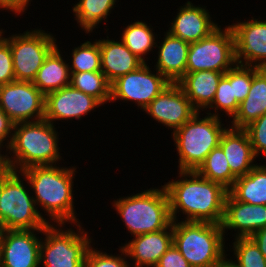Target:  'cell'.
I'll use <instances>...</instances> for the list:
<instances>
[{
	"instance_id": "20",
	"label": "cell",
	"mask_w": 266,
	"mask_h": 267,
	"mask_svg": "<svg viewBox=\"0 0 266 267\" xmlns=\"http://www.w3.org/2000/svg\"><path fill=\"white\" fill-rule=\"evenodd\" d=\"M219 145L226 155L231 173L236 178L248 174L256 166L252 164L256 155L244 129L226 128Z\"/></svg>"
},
{
	"instance_id": "16",
	"label": "cell",
	"mask_w": 266,
	"mask_h": 267,
	"mask_svg": "<svg viewBox=\"0 0 266 267\" xmlns=\"http://www.w3.org/2000/svg\"><path fill=\"white\" fill-rule=\"evenodd\" d=\"M101 105L103 104L95 97L69 85L45 95L44 119L52 124L61 119L79 120Z\"/></svg>"
},
{
	"instance_id": "21",
	"label": "cell",
	"mask_w": 266,
	"mask_h": 267,
	"mask_svg": "<svg viewBox=\"0 0 266 267\" xmlns=\"http://www.w3.org/2000/svg\"><path fill=\"white\" fill-rule=\"evenodd\" d=\"M99 39L101 71L112 83L118 77L137 70L144 62L121 41Z\"/></svg>"
},
{
	"instance_id": "38",
	"label": "cell",
	"mask_w": 266,
	"mask_h": 267,
	"mask_svg": "<svg viewBox=\"0 0 266 267\" xmlns=\"http://www.w3.org/2000/svg\"><path fill=\"white\" fill-rule=\"evenodd\" d=\"M155 267H192L182 256L177 247L172 244L161 256Z\"/></svg>"
},
{
	"instance_id": "37",
	"label": "cell",
	"mask_w": 266,
	"mask_h": 267,
	"mask_svg": "<svg viewBox=\"0 0 266 267\" xmlns=\"http://www.w3.org/2000/svg\"><path fill=\"white\" fill-rule=\"evenodd\" d=\"M3 30H0V85L15 81L13 69V57L10 44L2 37Z\"/></svg>"
},
{
	"instance_id": "25",
	"label": "cell",
	"mask_w": 266,
	"mask_h": 267,
	"mask_svg": "<svg viewBox=\"0 0 266 267\" xmlns=\"http://www.w3.org/2000/svg\"><path fill=\"white\" fill-rule=\"evenodd\" d=\"M69 63L63 60L60 49L56 46L45 58L38 70L33 84L44 94L70 85L71 73Z\"/></svg>"
},
{
	"instance_id": "28",
	"label": "cell",
	"mask_w": 266,
	"mask_h": 267,
	"mask_svg": "<svg viewBox=\"0 0 266 267\" xmlns=\"http://www.w3.org/2000/svg\"><path fill=\"white\" fill-rule=\"evenodd\" d=\"M117 0H80L73 7L77 24L90 33L103 20L107 19Z\"/></svg>"
},
{
	"instance_id": "43",
	"label": "cell",
	"mask_w": 266,
	"mask_h": 267,
	"mask_svg": "<svg viewBox=\"0 0 266 267\" xmlns=\"http://www.w3.org/2000/svg\"><path fill=\"white\" fill-rule=\"evenodd\" d=\"M3 231H4L3 225L0 223V243H1V238L3 235Z\"/></svg>"
},
{
	"instance_id": "31",
	"label": "cell",
	"mask_w": 266,
	"mask_h": 267,
	"mask_svg": "<svg viewBox=\"0 0 266 267\" xmlns=\"http://www.w3.org/2000/svg\"><path fill=\"white\" fill-rule=\"evenodd\" d=\"M96 42L86 41L75 47L72 52V65L70 72L101 71V53L99 40Z\"/></svg>"
},
{
	"instance_id": "5",
	"label": "cell",
	"mask_w": 266,
	"mask_h": 267,
	"mask_svg": "<svg viewBox=\"0 0 266 267\" xmlns=\"http://www.w3.org/2000/svg\"><path fill=\"white\" fill-rule=\"evenodd\" d=\"M206 114L208 116L199 118L198 111L182 127L172 132L179 155V171H196L207 155L219 145L226 127L223 128L218 113Z\"/></svg>"
},
{
	"instance_id": "29",
	"label": "cell",
	"mask_w": 266,
	"mask_h": 267,
	"mask_svg": "<svg viewBox=\"0 0 266 267\" xmlns=\"http://www.w3.org/2000/svg\"><path fill=\"white\" fill-rule=\"evenodd\" d=\"M70 85L98 99L102 104L110 102L111 83L102 71L70 72Z\"/></svg>"
},
{
	"instance_id": "30",
	"label": "cell",
	"mask_w": 266,
	"mask_h": 267,
	"mask_svg": "<svg viewBox=\"0 0 266 267\" xmlns=\"http://www.w3.org/2000/svg\"><path fill=\"white\" fill-rule=\"evenodd\" d=\"M152 30L145 22L136 21L125 27L121 37V41L126 47L144 63L146 61L143 55H147L156 47L155 35Z\"/></svg>"
},
{
	"instance_id": "27",
	"label": "cell",
	"mask_w": 266,
	"mask_h": 267,
	"mask_svg": "<svg viewBox=\"0 0 266 267\" xmlns=\"http://www.w3.org/2000/svg\"><path fill=\"white\" fill-rule=\"evenodd\" d=\"M196 172L208 180L221 184L227 190L232 187L236 180V177L231 173L226 155L220 145L207 155Z\"/></svg>"
},
{
	"instance_id": "35",
	"label": "cell",
	"mask_w": 266,
	"mask_h": 267,
	"mask_svg": "<svg viewBox=\"0 0 266 267\" xmlns=\"http://www.w3.org/2000/svg\"><path fill=\"white\" fill-rule=\"evenodd\" d=\"M253 79V66L236 64L233 67V91L240 104L248 95Z\"/></svg>"
},
{
	"instance_id": "2",
	"label": "cell",
	"mask_w": 266,
	"mask_h": 267,
	"mask_svg": "<svg viewBox=\"0 0 266 267\" xmlns=\"http://www.w3.org/2000/svg\"><path fill=\"white\" fill-rule=\"evenodd\" d=\"M74 168H63L53 165L33 166L22 170L28 185L34 191L36 205L48 213L51 220L62 227L66 222L74 223L76 218L73 205Z\"/></svg>"
},
{
	"instance_id": "32",
	"label": "cell",
	"mask_w": 266,
	"mask_h": 267,
	"mask_svg": "<svg viewBox=\"0 0 266 267\" xmlns=\"http://www.w3.org/2000/svg\"><path fill=\"white\" fill-rule=\"evenodd\" d=\"M239 105L234 96L233 68H231L220 79L214 99L207 108H215V111L220 109V111L222 110L227 113L228 117L231 116L233 118L238 112Z\"/></svg>"
},
{
	"instance_id": "44",
	"label": "cell",
	"mask_w": 266,
	"mask_h": 267,
	"mask_svg": "<svg viewBox=\"0 0 266 267\" xmlns=\"http://www.w3.org/2000/svg\"><path fill=\"white\" fill-rule=\"evenodd\" d=\"M0 169H7L2 163V157L0 156Z\"/></svg>"
},
{
	"instance_id": "24",
	"label": "cell",
	"mask_w": 266,
	"mask_h": 267,
	"mask_svg": "<svg viewBox=\"0 0 266 267\" xmlns=\"http://www.w3.org/2000/svg\"><path fill=\"white\" fill-rule=\"evenodd\" d=\"M222 72L210 70L186 73L177 83L184 91L192 106L200 112L213 101Z\"/></svg>"
},
{
	"instance_id": "42",
	"label": "cell",
	"mask_w": 266,
	"mask_h": 267,
	"mask_svg": "<svg viewBox=\"0 0 266 267\" xmlns=\"http://www.w3.org/2000/svg\"><path fill=\"white\" fill-rule=\"evenodd\" d=\"M224 256L219 262L215 263L211 267H237V265L231 259H227ZM227 259V260H226Z\"/></svg>"
},
{
	"instance_id": "34",
	"label": "cell",
	"mask_w": 266,
	"mask_h": 267,
	"mask_svg": "<svg viewBox=\"0 0 266 267\" xmlns=\"http://www.w3.org/2000/svg\"><path fill=\"white\" fill-rule=\"evenodd\" d=\"M122 256L108 255L106 252L93 249L89 247L84 261V267H130L129 263L126 261V253L122 247H120Z\"/></svg>"
},
{
	"instance_id": "4",
	"label": "cell",
	"mask_w": 266,
	"mask_h": 267,
	"mask_svg": "<svg viewBox=\"0 0 266 267\" xmlns=\"http://www.w3.org/2000/svg\"><path fill=\"white\" fill-rule=\"evenodd\" d=\"M113 206L133 236L163 230L173 222L164 186L121 197Z\"/></svg>"
},
{
	"instance_id": "15",
	"label": "cell",
	"mask_w": 266,
	"mask_h": 267,
	"mask_svg": "<svg viewBox=\"0 0 266 267\" xmlns=\"http://www.w3.org/2000/svg\"><path fill=\"white\" fill-rule=\"evenodd\" d=\"M230 27L234 35L237 64L266 68V20L252 18Z\"/></svg>"
},
{
	"instance_id": "45",
	"label": "cell",
	"mask_w": 266,
	"mask_h": 267,
	"mask_svg": "<svg viewBox=\"0 0 266 267\" xmlns=\"http://www.w3.org/2000/svg\"><path fill=\"white\" fill-rule=\"evenodd\" d=\"M6 169H0V175L5 171Z\"/></svg>"
},
{
	"instance_id": "41",
	"label": "cell",
	"mask_w": 266,
	"mask_h": 267,
	"mask_svg": "<svg viewBox=\"0 0 266 267\" xmlns=\"http://www.w3.org/2000/svg\"><path fill=\"white\" fill-rule=\"evenodd\" d=\"M250 238L256 243L259 250L266 258V227L255 232Z\"/></svg>"
},
{
	"instance_id": "26",
	"label": "cell",
	"mask_w": 266,
	"mask_h": 267,
	"mask_svg": "<svg viewBox=\"0 0 266 267\" xmlns=\"http://www.w3.org/2000/svg\"><path fill=\"white\" fill-rule=\"evenodd\" d=\"M228 193L239 202L266 205V166L256 164L248 174L236 178Z\"/></svg>"
},
{
	"instance_id": "12",
	"label": "cell",
	"mask_w": 266,
	"mask_h": 267,
	"mask_svg": "<svg viewBox=\"0 0 266 267\" xmlns=\"http://www.w3.org/2000/svg\"><path fill=\"white\" fill-rule=\"evenodd\" d=\"M147 65L144 63L137 70L113 81L110 101H134L144 110L170 84L158 70L154 74Z\"/></svg>"
},
{
	"instance_id": "33",
	"label": "cell",
	"mask_w": 266,
	"mask_h": 267,
	"mask_svg": "<svg viewBox=\"0 0 266 267\" xmlns=\"http://www.w3.org/2000/svg\"><path fill=\"white\" fill-rule=\"evenodd\" d=\"M233 250L237 267H266V258L250 237L235 238Z\"/></svg>"
},
{
	"instance_id": "18",
	"label": "cell",
	"mask_w": 266,
	"mask_h": 267,
	"mask_svg": "<svg viewBox=\"0 0 266 267\" xmlns=\"http://www.w3.org/2000/svg\"><path fill=\"white\" fill-rule=\"evenodd\" d=\"M124 244L126 255L135 261L134 267H155L161 256L173 244V222L165 229L133 236Z\"/></svg>"
},
{
	"instance_id": "19",
	"label": "cell",
	"mask_w": 266,
	"mask_h": 267,
	"mask_svg": "<svg viewBox=\"0 0 266 267\" xmlns=\"http://www.w3.org/2000/svg\"><path fill=\"white\" fill-rule=\"evenodd\" d=\"M171 24L167 32L189 44L209 36L218 28L206 8L194 6L190 1L180 7Z\"/></svg>"
},
{
	"instance_id": "8",
	"label": "cell",
	"mask_w": 266,
	"mask_h": 267,
	"mask_svg": "<svg viewBox=\"0 0 266 267\" xmlns=\"http://www.w3.org/2000/svg\"><path fill=\"white\" fill-rule=\"evenodd\" d=\"M76 226L80 230L77 234L72 229H57L50 223L43 229L45 238L40 244V264L43 267H84L91 238L79 223Z\"/></svg>"
},
{
	"instance_id": "1",
	"label": "cell",
	"mask_w": 266,
	"mask_h": 267,
	"mask_svg": "<svg viewBox=\"0 0 266 267\" xmlns=\"http://www.w3.org/2000/svg\"><path fill=\"white\" fill-rule=\"evenodd\" d=\"M179 174L181 180L163 185L168 195L172 221L177 222L176 215L182 211L187 215L184 221L222 224L228 190L196 171H179Z\"/></svg>"
},
{
	"instance_id": "36",
	"label": "cell",
	"mask_w": 266,
	"mask_h": 267,
	"mask_svg": "<svg viewBox=\"0 0 266 267\" xmlns=\"http://www.w3.org/2000/svg\"><path fill=\"white\" fill-rule=\"evenodd\" d=\"M256 155L263 153L266 157V113L244 128Z\"/></svg>"
},
{
	"instance_id": "11",
	"label": "cell",
	"mask_w": 266,
	"mask_h": 267,
	"mask_svg": "<svg viewBox=\"0 0 266 267\" xmlns=\"http://www.w3.org/2000/svg\"><path fill=\"white\" fill-rule=\"evenodd\" d=\"M0 108L14 122L44 119L45 95L31 81L0 85Z\"/></svg>"
},
{
	"instance_id": "13",
	"label": "cell",
	"mask_w": 266,
	"mask_h": 267,
	"mask_svg": "<svg viewBox=\"0 0 266 267\" xmlns=\"http://www.w3.org/2000/svg\"><path fill=\"white\" fill-rule=\"evenodd\" d=\"M156 121L175 132L189 121L198 111L178 83H170L143 110Z\"/></svg>"
},
{
	"instance_id": "23",
	"label": "cell",
	"mask_w": 266,
	"mask_h": 267,
	"mask_svg": "<svg viewBox=\"0 0 266 267\" xmlns=\"http://www.w3.org/2000/svg\"><path fill=\"white\" fill-rule=\"evenodd\" d=\"M266 113V68L253 66V79L247 97L233 117L232 127L244 129Z\"/></svg>"
},
{
	"instance_id": "39",
	"label": "cell",
	"mask_w": 266,
	"mask_h": 267,
	"mask_svg": "<svg viewBox=\"0 0 266 267\" xmlns=\"http://www.w3.org/2000/svg\"><path fill=\"white\" fill-rule=\"evenodd\" d=\"M14 122L7 116V114L0 108V151L1 146H3V141L8 140L6 139L7 137L10 138L6 143L8 145H5L6 148L9 149L11 141H12V136H13V129H14ZM10 135V136H9ZM0 156L2 157V154L0 152Z\"/></svg>"
},
{
	"instance_id": "14",
	"label": "cell",
	"mask_w": 266,
	"mask_h": 267,
	"mask_svg": "<svg viewBox=\"0 0 266 267\" xmlns=\"http://www.w3.org/2000/svg\"><path fill=\"white\" fill-rule=\"evenodd\" d=\"M35 231L43 229L4 230L0 243V267H39L40 240Z\"/></svg>"
},
{
	"instance_id": "7",
	"label": "cell",
	"mask_w": 266,
	"mask_h": 267,
	"mask_svg": "<svg viewBox=\"0 0 266 267\" xmlns=\"http://www.w3.org/2000/svg\"><path fill=\"white\" fill-rule=\"evenodd\" d=\"M24 179L8 169L0 175V223L4 230L44 229L50 223L25 189Z\"/></svg>"
},
{
	"instance_id": "10",
	"label": "cell",
	"mask_w": 266,
	"mask_h": 267,
	"mask_svg": "<svg viewBox=\"0 0 266 267\" xmlns=\"http://www.w3.org/2000/svg\"><path fill=\"white\" fill-rule=\"evenodd\" d=\"M3 38L10 44L16 81L33 82L45 58L57 46L53 35L41 29Z\"/></svg>"
},
{
	"instance_id": "40",
	"label": "cell",
	"mask_w": 266,
	"mask_h": 267,
	"mask_svg": "<svg viewBox=\"0 0 266 267\" xmlns=\"http://www.w3.org/2000/svg\"><path fill=\"white\" fill-rule=\"evenodd\" d=\"M30 0H0V8L16 13H22L28 7Z\"/></svg>"
},
{
	"instance_id": "9",
	"label": "cell",
	"mask_w": 266,
	"mask_h": 267,
	"mask_svg": "<svg viewBox=\"0 0 266 267\" xmlns=\"http://www.w3.org/2000/svg\"><path fill=\"white\" fill-rule=\"evenodd\" d=\"M237 64L235 41L230 26H219L209 36L190 43L186 73L210 70L225 73Z\"/></svg>"
},
{
	"instance_id": "22",
	"label": "cell",
	"mask_w": 266,
	"mask_h": 267,
	"mask_svg": "<svg viewBox=\"0 0 266 267\" xmlns=\"http://www.w3.org/2000/svg\"><path fill=\"white\" fill-rule=\"evenodd\" d=\"M164 41L158 46V70L170 83H177L185 74L190 44L180 38L165 34Z\"/></svg>"
},
{
	"instance_id": "6",
	"label": "cell",
	"mask_w": 266,
	"mask_h": 267,
	"mask_svg": "<svg viewBox=\"0 0 266 267\" xmlns=\"http://www.w3.org/2000/svg\"><path fill=\"white\" fill-rule=\"evenodd\" d=\"M221 224L173 221V244L192 267H211L225 255Z\"/></svg>"
},
{
	"instance_id": "3",
	"label": "cell",
	"mask_w": 266,
	"mask_h": 267,
	"mask_svg": "<svg viewBox=\"0 0 266 267\" xmlns=\"http://www.w3.org/2000/svg\"><path fill=\"white\" fill-rule=\"evenodd\" d=\"M55 126L43 119L14 124L9 154L2 155V163L11 171L21 172L33 166L56 165L60 157L58 132ZM19 166V167H18Z\"/></svg>"
},
{
	"instance_id": "17",
	"label": "cell",
	"mask_w": 266,
	"mask_h": 267,
	"mask_svg": "<svg viewBox=\"0 0 266 267\" xmlns=\"http://www.w3.org/2000/svg\"><path fill=\"white\" fill-rule=\"evenodd\" d=\"M223 233L227 229L237 230L235 238H248L261 228L266 227V205H252L235 200L229 193L226 195Z\"/></svg>"
}]
</instances>
